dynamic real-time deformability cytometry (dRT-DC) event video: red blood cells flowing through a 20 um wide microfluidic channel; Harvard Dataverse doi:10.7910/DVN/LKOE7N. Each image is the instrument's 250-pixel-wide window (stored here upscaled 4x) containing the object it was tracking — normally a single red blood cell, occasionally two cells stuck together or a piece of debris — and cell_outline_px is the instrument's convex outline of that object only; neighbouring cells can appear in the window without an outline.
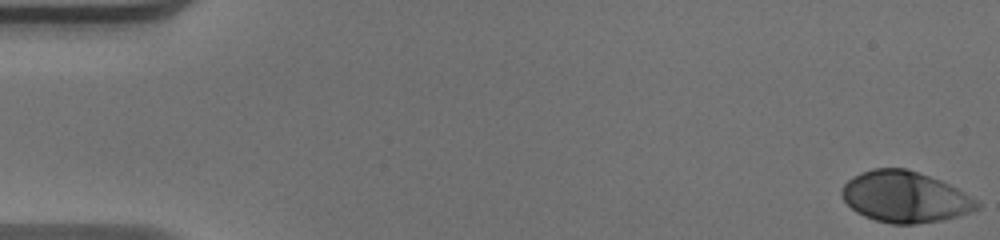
{"species": "human", "species_latin": "Homo sapiens", "temperature_condition": "warm", "stored_images_in_passage": 52, "camera_frame_rate_fps": 3000, "um_per_image_px": 0.085, "donor": {"sex": "male"}, "frame": {"image": 1, "passage_image": 1, "time_ms": 0.0, "image_size_px": [1000, 240], "cell_outline_px": [[980, 208], [960, 216], [944, 220], [916, 224], [892, 224], [876, 220], [864, 216], [856, 212], [844, 200], [840, 192], [844, 184], [852, 176], [860, 172], [872, 168], [904, 168], [940, 180], [956, 188], [976, 200], [980, 204]], "centroid_in_image_um": [76.91, 16.75], "position_along_channel_um": 8.1, "area_um2": 40.17}}
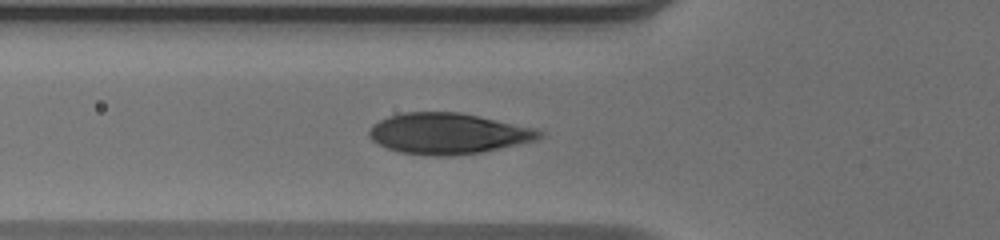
{"frame": {"image": 2, "passage_image": 19, "time_ms": 6.0, "image_size_px": [1000, 240], "cell_outline_px": [[544, 136], [536, 140], [484, 152], [452, 156], [432, 156], [400, 152], [376, 144], [368, 136], [368, 132], [372, 124], [388, 116], [400, 112], [460, 112], [536, 128], [544, 132]], "centroid_in_image_um": [38.08, 11.35], "position_along_channel_um": 87.7, "area_um2": 40.92}}
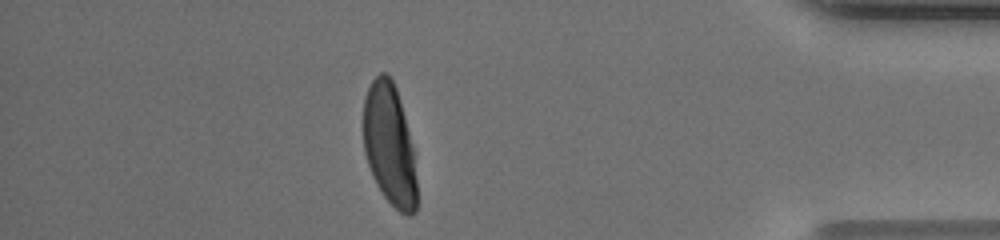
{"frame": {"image": 3, "passage_image": 46, "time_ms": 15.0, "image_size_px": [1000, 240], "cell_outline_px": [[416, 212], [412, 216], [408, 216], [400, 212], [384, 196], [376, 184], [372, 176], [364, 152], [364, 96], [372, 80], [380, 72], [384, 72], [392, 80], [396, 88], [400, 100], [416, 152]], "centroid_in_image_um": [33.14, 12.32], "position_along_channel_um": 402.1, "area_um2": 38.38}, "authors_computed_cell_mechanics": {"area_um2": 40.171, "velocity_mm_per_s": 3.928, "shape_relaxation_time_tau1_ms": 3.5856, "shape_relaxation_time_tau2_ms": null, "deformation_change_tau1": 0.2131, "deformation_change_tau2": null}}